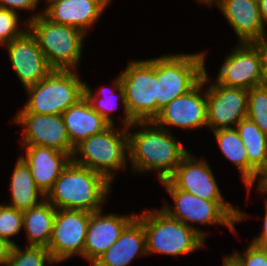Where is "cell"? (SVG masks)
Returning a JSON list of instances; mask_svg holds the SVG:
<instances>
[{
  "instance_id": "6da1fadb",
  "label": "cell",
  "mask_w": 267,
  "mask_h": 266,
  "mask_svg": "<svg viewBox=\"0 0 267 266\" xmlns=\"http://www.w3.org/2000/svg\"><path fill=\"white\" fill-rule=\"evenodd\" d=\"M127 131L130 170L136 174L155 171L159 182L167 180L190 152L171 131L153 121H135Z\"/></svg>"
},
{
  "instance_id": "7a4b0ae2",
  "label": "cell",
  "mask_w": 267,
  "mask_h": 266,
  "mask_svg": "<svg viewBox=\"0 0 267 266\" xmlns=\"http://www.w3.org/2000/svg\"><path fill=\"white\" fill-rule=\"evenodd\" d=\"M174 204L164 203L160 208L170 217L177 219L196 230L204 239L208 232L200 229V226L217 225L227 226L228 230L238 235L236 224L247 220L248 213L243 212L225 200H206L185 191L176 189L168 180L160 182ZM196 223V224H195Z\"/></svg>"
},
{
  "instance_id": "3957f363",
  "label": "cell",
  "mask_w": 267,
  "mask_h": 266,
  "mask_svg": "<svg viewBox=\"0 0 267 266\" xmlns=\"http://www.w3.org/2000/svg\"><path fill=\"white\" fill-rule=\"evenodd\" d=\"M112 184L101 174L71 161L54 182L46 200L56 209L102 210ZM107 200V201H106Z\"/></svg>"
},
{
  "instance_id": "277c9868",
  "label": "cell",
  "mask_w": 267,
  "mask_h": 266,
  "mask_svg": "<svg viewBox=\"0 0 267 266\" xmlns=\"http://www.w3.org/2000/svg\"><path fill=\"white\" fill-rule=\"evenodd\" d=\"M136 213L146 235V252L170 256H185L205 247L206 240L194 229L170 217L160 209Z\"/></svg>"
},
{
  "instance_id": "5b68a950",
  "label": "cell",
  "mask_w": 267,
  "mask_h": 266,
  "mask_svg": "<svg viewBox=\"0 0 267 266\" xmlns=\"http://www.w3.org/2000/svg\"><path fill=\"white\" fill-rule=\"evenodd\" d=\"M110 125L106 130L83 140L75 147L72 161L103 175L111 184L116 173L128 162L127 128Z\"/></svg>"
},
{
  "instance_id": "8992f818",
  "label": "cell",
  "mask_w": 267,
  "mask_h": 266,
  "mask_svg": "<svg viewBox=\"0 0 267 266\" xmlns=\"http://www.w3.org/2000/svg\"><path fill=\"white\" fill-rule=\"evenodd\" d=\"M78 71L52 69L43 80L25 88L23 108L30 113L62 115L84 97V80Z\"/></svg>"
},
{
  "instance_id": "52a82bcc",
  "label": "cell",
  "mask_w": 267,
  "mask_h": 266,
  "mask_svg": "<svg viewBox=\"0 0 267 266\" xmlns=\"http://www.w3.org/2000/svg\"><path fill=\"white\" fill-rule=\"evenodd\" d=\"M27 26L52 69L78 71L86 39L84 32L54 23L43 14L28 22Z\"/></svg>"
},
{
  "instance_id": "ba28073f",
  "label": "cell",
  "mask_w": 267,
  "mask_h": 266,
  "mask_svg": "<svg viewBox=\"0 0 267 266\" xmlns=\"http://www.w3.org/2000/svg\"><path fill=\"white\" fill-rule=\"evenodd\" d=\"M206 51L157 57V115L175 98L193 89L206 71Z\"/></svg>"
},
{
  "instance_id": "9c48e42d",
  "label": "cell",
  "mask_w": 267,
  "mask_h": 266,
  "mask_svg": "<svg viewBox=\"0 0 267 266\" xmlns=\"http://www.w3.org/2000/svg\"><path fill=\"white\" fill-rule=\"evenodd\" d=\"M120 79L130 117L134 121H153L157 116V57L131 59Z\"/></svg>"
},
{
  "instance_id": "30bf717a",
  "label": "cell",
  "mask_w": 267,
  "mask_h": 266,
  "mask_svg": "<svg viewBox=\"0 0 267 266\" xmlns=\"http://www.w3.org/2000/svg\"><path fill=\"white\" fill-rule=\"evenodd\" d=\"M203 78L207 86V128H210L211 132L234 129L240 120L247 118L248 90L226 87L215 80L210 82L207 70Z\"/></svg>"
},
{
  "instance_id": "8fae6325",
  "label": "cell",
  "mask_w": 267,
  "mask_h": 266,
  "mask_svg": "<svg viewBox=\"0 0 267 266\" xmlns=\"http://www.w3.org/2000/svg\"><path fill=\"white\" fill-rule=\"evenodd\" d=\"M90 214L84 210L57 209L51 240L47 248L56 264L74 256L84 259Z\"/></svg>"
},
{
  "instance_id": "7c38bea8",
  "label": "cell",
  "mask_w": 267,
  "mask_h": 266,
  "mask_svg": "<svg viewBox=\"0 0 267 266\" xmlns=\"http://www.w3.org/2000/svg\"><path fill=\"white\" fill-rule=\"evenodd\" d=\"M12 118V125L23 129L21 145L51 147L73 156L75 147L71 144L62 115L30 113L22 107Z\"/></svg>"
},
{
  "instance_id": "4fadbf2b",
  "label": "cell",
  "mask_w": 267,
  "mask_h": 266,
  "mask_svg": "<svg viewBox=\"0 0 267 266\" xmlns=\"http://www.w3.org/2000/svg\"><path fill=\"white\" fill-rule=\"evenodd\" d=\"M205 87L206 80L202 78L193 89L175 98L161 109L153 122L168 131H171L170 127L185 130L206 128L207 97Z\"/></svg>"
},
{
  "instance_id": "5bb4252c",
  "label": "cell",
  "mask_w": 267,
  "mask_h": 266,
  "mask_svg": "<svg viewBox=\"0 0 267 266\" xmlns=\"http://www.w3.org/2000/svg\"><path fill=\"white\" fill-rule=\"evenodd\" d=\"M235 46L230 54H226L214 80L226 87L246 90L264 84L257 48L252 43H237Z\"/></svg>"
},
{
  "instance_id": "9a60e30c",
  "label": "cell",
  "mask_w": 267,
  "mask_h": 266,
  "mask_svg": "<svg viewBox=\"0 0 267 266\" xmlns=\"http://www.w3.org/2000/svg\"><path fill=\"white\" fill-rule=\"evenodd\" d=\"M3 47L23 89L37 84L52 70L36 38L28 29Z\"/></svg>"
},
{
  "instance_id": "2e32d148",
  "label": "cell",
  "mask_w": 267,
  "mask_h": 266,
  "mask_svg": "<svg viewBox=\"0 0 267 266\" xmlns=\"http://www.w3.org/2000/svg\"><path fill=\"white\" fill-rule=\"evenodd\" d=\"M176 189L206 200H225L209 161L189 152L167 179Z\"/></svg>"
},
{
  "instance_id": "e0dca14e",
  "label": "cell",
  "mask_w": 267,
  "mask_h": 266,
  "mask_svg": "<svg viewBox=\"0 0 267 266\" xmlns=\"http://www.w3.org/2000/svg\"><path fill=\"white\" fill-rule=\"evenodd\" d=\"M136 217L131 214L104 213L103 210L90 214L84 246V259L90 266L119 238L124 228Z\"/></svg>"
},
{
  "instance_id": "ac0fdd59",
  "label": "cell",
  "mask_w": 267,
  "mask_h": 266,
  "mask_svg": "<svg viewBox=\"0 0 267 266\" xmlns=\"http://www.w3.org/2000/svg\"><path fill=\"white\" fill-rule=\"evenodd\" d=\"M236 34L238 43H252L267 33L258 7V0H213Z\"/></svg>"
},
{
  "instance_id": "d6986e66",
  "label": "cell",
  "mask_w": 267,
  "mask_h": 266,
  "mask_svg": "<svg viewBox=\"0 0 267 266\" xmlns=\"http://www.w3.org/2000/svg\"><path fill=\"white\" fill-rule=\"evenodd\" d=\"M112 1L60 0L41 12L52 22L75 27L87 35Z\"/></svg>"
},
{
  "instance_id": "ffe728a7",
  "label": "cell",
  "mask_w": 267,
  "mask_h": 266,
  "mask_svg": "<svg viewBox=\"0 0 267 266\" xmlns=\"http://www.w3.org/2000/svg\"><path fill=\"white\" fill-rule=\"evenodd\" d=\"M21 157L29 165L36 186L46 196L72 157L51 147L21 145Z\"/></svg>"
},
{
  "instance_id": "44dd1931",
  "label": "cell",
  "mask_w": 267,
  "mask_h": 266,
  "mask_svg": "<svg viewBox=\"0 0 267 266\" xmlns=\"http://www.w3.org/2000/svg\"><path fill=\"white\" fill-rule=\"evenodd\" d=\"M137 256H147V252L143 224L135 217L91 266H129Z\"/></svg>"
},
{
  "instance_id": "7402d4cb",
  "label": "cell",
  "mask_w": 267,
  "mask_h": 266,
  "mask_svg": "<svg viewBox=\"0 0 267 266\" xmlns=\"http://www.w3.org/2000/svg\"><path fill=\"white\" fill-rule=\"evenodd\" d=\"M71 144L76 147L83 140L106 130L110 124L93 109L85 96L63 114Z\"/></svg>"
},
{
  "instance_id": "603a6c76",
  "label": "cell",
  "mask_w": 267,
  "mask_h": 266,
  "mask_svg": "<svg viewBox=\"0 0 267 266\" xmlns=\"http://www.w3.org/2000/svg\"><path fill=\"white\" fill-rule=\"evenodd\" d=\"M212 132L221 154L237 167L247 192L251 193L253 186L257 187L263 176L249 163L244 143L237 130L220 129Z\"/></svg>"
},
{
  "instance_id": "cb8c5ba5",
  "label": "cell",
  "mask_w": 267,
  "mask_h": 266,
  "mask_svg": "<svg viewBox=\"0 0 267 266\" xmlns=\"http://www.w3.org/2000/svg\"><path fill=\"white\" fill-rule=\"evenodd\" d=\"M91 88V86L85 83V98L90 102L93 109L97 111L110 125L115 126L116 124L115 116L112 115V113L115 112L118 107H120L119 101L122 102L124 110L123 115H120L122 117H117L119 118L118 123H120V121L122 122L120 127L128 128L135 122L128 114L125 105L124 89L122 87L120 74H117V77L112 80V86L102 85L99 88V91H95Z\"/></svg>"
},
{
  "instance_id": "d4e9b609",
  "label": "cell",
  "mask_w": 267,
  "mask_h": 266,
  "mask_svg": "<svg viewBox=\"0 0 267 266\" xmlns=\"http://www.w3.org/2000/svg\"><path fill=\"white\" fill-rule=\"evenodd\" d=\"M11 172L10 200L9 203L4 204L25 211L39 205L46 199V196L36 186L29 165L21 156L16 160Z\"/></svg>"
},
{
  "instance_id": "484cf974",
  "label": "cell",
  "mask_w": 267,
  "mask_h": 266,
  "mask_svg": "<svg viewBox=\"0 0 267 266\" xmlns=\"http://www.w3.org/2000/svg\"><path fill=\"white\" fill-rule=\"evenodd\" d=\"M57 209L46 199L39 205L23 211V230L26 232V246L48 248L53 232Z\"/></svg>"
},
{
  "instance_id": "4316f807",
  "label": "cell",
  "mask_w": 267,
  "mask_h": 266,
  "mask_svg": "<svg viewBox=\"0 0 267 266\" xmlns=\"http://www.w3.org/2000/svg\"><path fill=\"white\" fill-rule=\"evenodd\" d=\"M244 143L249 163L263 176L267 172V135L250 119L235 126Z\"/></svg>"
},
{
  "instance_id": "83f0119b",
  "label": "cell",
  "mask_w": 267,
  "mask_h": 266,
  "mask_svg": "<svg viewBox=\"0 0 267 266\" xmlns=\"http://www.w3.org/2000/svg\"><path fill=\"white\" fill-rule=\"evenodd\" d=\"M56 263L52 260L50 252L45 247L13 246L8 261L3 266H52Z\"/></svg>"
},
{
  "instance_id": "f1b7e54d",
  "label": "cell",
  "mask_w": 267,
  "mask_h": 266,
  "mask_svg": "<svg viewBox=\"0 0 267 266\" xmlns=\"http://www.w3.org/2000/svg\"><path fill=\"white\" fill-rule=\"evenodd\" d=\"M247 118L267 135V83L248 90Z\"/></svg>"
},
{
  "instance_id": "f546056e",
  "label": "cell",
  "mask_w": 267,
  "mask_h": 266,
  "mask_svg": "<svg viewBox=\"0 0 267 266\" xmlns=\"http://www.w3.org/2000/svg\"><path fill=\"white\" fill-rule=\"evenodd\" d=\"M23 230V211L6 204H0V238L7 240L13 246L18 245L12 237Z\"/></svg>"
},
{
  "instance_id": "4dcf8cb0",
  "label": "cell",
  "mask_w": 267,
  "mask_h": 266,
  "mask_svg": "<svg viewBox=\"0 0 267 266\" xmlns=\"http://www.w3.org/2000/svg\"><path fill=\"white\" fill-rule=\"evenodd\" d=\"M21 23L19 13L0 7V46L10 43L28 29L25 20Z\"/></svg>"
},
{
  "instance_id": "1f68e13d",
  "label": "cell",
  "mask_w": 267,
  "mask_h": 266,
  "mask_svg": "<svg viewBox=\"0 0 267 266\" xmlns=\"http://www.w3.org/2000/svg\"><path fill=\"white\" fill-rule=\"evenodd\" d=\"M238 250L231 253L242 266H267V252L259 245L249 242V245L242 251Z\"/></svg>"
},
{
  "instance_id": "d6a6232c",
  "label": "cell",
  "mask_w": 267,
  "mask_h": 266,
  "mask_svg": "<svg viewBox=\"0 0 267 266\" xmlns=\"http://www.w3.org/2000/svg\"><path fill=\"white\" fill-rule=\"evenodd\" d=\"M0 7L14 11L16 13H18V11L20 10H27L28 12L30 11V16L25 19L27 23L42 14L41 11H39L40 13L33 14L34 11L37 12L36 8L39 7L38 0H0Z\"/></svg>"
},
{
  "instance_id": "836d02e7",
  "label": "cell",
  "mask_w": 267,
  "mask_h": 266,
  "mask_svg": "<svg viewBox=\"0 0 267 266\" xmlns=\"http://www.w3.org/2000/svg\"><path fill=\"white\" fill-rule=\"evenodd\" d=\"M252 44L257 48L259 52L263 80L265 83H267V33L259 40L252 42Z\"/></svg>"
},
{
  "instance_id": "e575fe53",
  "label": "cell",
  "mask_w": 267,
  "mask_h": 266,
  "mask_svg": "<svg viewBox=\"0 0 267 266\" xmlns=\"http://www.w3.org/2000/svg\"><path fill=\"white\" fill-rule=\"evenodd\" d=\"M13 245L7 240L0 238V266H3L9 259Z\"/></svg>"
},
{
  "instance_id": "d590c367",
  "label": "cell",
  "mask_w": 267,
  "mask_h": 266,
  "mask_svg": "<svg viewBox=\"0 0 267 266\" xmlns=\"http://www.w3.org/2000/svg\"><path fill=\"white\" fill-rule=\"evenodd\" d=\"M258 7L260 11V16L267 26V0H258Z\"/></svg>"
},
{
  "instance_id": "8d00e7d4",
  "label": "cell",
  "mask_w": 267,
  "mask_h": 266,
  "mask_svg": "<svg viewBox=\"0 0 267 266\" xmlns=\"http://www.w3.org/2000/svg\"><path fill=\"white\" fill-rule=\"evenodd\" d=\"M250 242L259 245L264 251L267 252V236H255Z\"/></svg>"
},
{
  "instance_id": "74e56055",
  "label": "cell",
  "mask_w": 267,
  "mask_h": 266,
  "mask_svg": "<svg viewBox=\"0 0 267 266\" xmlns=\"http://www.w3.org/2000/svg\"><path fill=\"white\" fill-rule=\"evenodd\" d=\"M222 262L223 266H242L232 254L225 255Z\"/></svg>"
},
{
  "instance_id": "f35d334b",
  "label": "cell",
  "mask_w": 267,
  "mask_h": 266,
  "mask_svg": "<svg viewBox=\"0 0 267 266\" xmlns=\"http://www.w3.org/2000/svg\"><path fill=\"white\" fill-rule=\"evenodd\" d=\"M257 192L260 193V195H267V172L263 175L262 180L260 184L256 187Z\"/></svg>"
},
{
  "instance_id": "ab89813d",
  "label": "cell",
  "mask_w": 267,
  "mask_h": 266,
  "mask_svg": "<svg viewBox=\"0 0 267 266\" xmlns=\"http://www.w3.org/2000/svg\"><path fill=\"white\" fill-rule=\"evenodd\" d=\"M265 201V216L263 217V226H262V231L258 236H267V196L266 198L264 197Z\"/></svg>"
},
{
  "instance_id": "60d3db41",
  "label": "cell",
  "mask_w": 267,
  "mask_h": 266,
  "mask_svg": "<svg viewBox=\"0 0 267 266\" xmlns=\"http://www.w3.org/2000/svg\"><path fill=\"white\" fill-rule=\"evenodd\" d=\"M38 1H39V3H41L42 0H38ZM57 1H60V0H43V2L45 3L43 9L45 10L48 6H50L51 4H53Z\"/></svg>"
},
{
  "instance_id": "b9f144b4",
  "label": "cell",
  "mask_w": 267,
  "mask_h": 266,
  "mask_svg": "<svg viewBox=\"0 0 267 266\" xmlns=\"http://www.w3.org/2000/svg\"><path fill=\"white\" fill-rule=\"evenodd\" d=\"M198 1V4H204L205 6H208L213 0H195Z\"/></svg>"
}]
</instances>
